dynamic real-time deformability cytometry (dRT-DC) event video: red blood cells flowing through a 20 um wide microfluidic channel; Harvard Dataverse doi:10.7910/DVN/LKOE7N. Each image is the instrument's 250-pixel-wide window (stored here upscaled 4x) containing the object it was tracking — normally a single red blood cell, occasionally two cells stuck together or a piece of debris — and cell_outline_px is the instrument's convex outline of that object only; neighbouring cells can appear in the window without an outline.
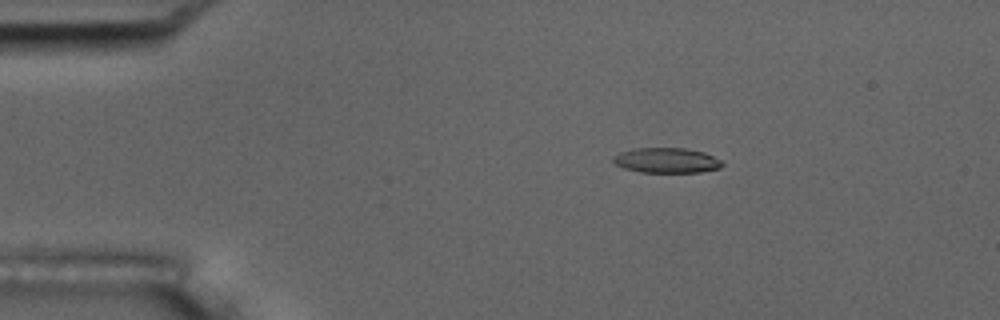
{"species": "common noctule bat (a hibernating species)", "species_latin": "Nyctalus noctula", "temperature_condition": "room temperature", "stored_images_in_passage": 54, "camera_frame_rate_fps": 3000, "um_per_image_px": 0.085, "animal": {"sex": "male", "body_mass_g": 17.5, "forearm_length_mm": 52.3}, "frame": {"image": 1, "passage_image": 9, "time_ms": 2.667, "image_size_px": [1000, 320], "cell_outline_px": [[724, 164], [720, 168], [700, 172], [640, 172], [624, 168], [616, 164], [612, 160], [612, 156], [620, 152], [632, 148], [684, 148], [704, 152], [720, 160]], "centroid_in_image_um": [56.63, 13.63], "position_along_channel_um": 28.4, "area_um2": 15.95}}
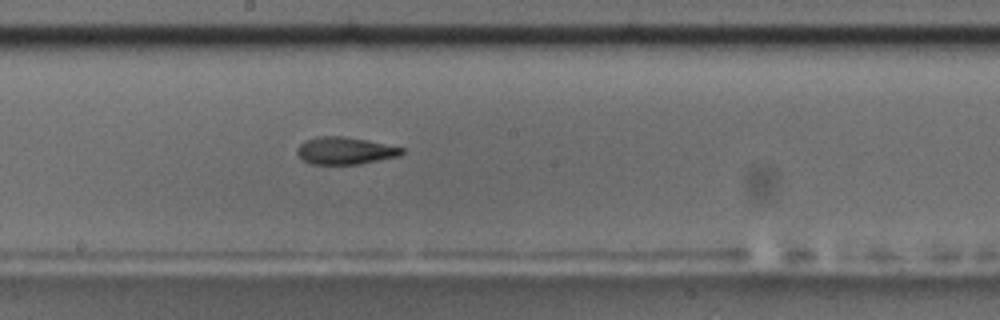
{"frame": {"image": 2, "passage_image": 29, "time_ms": 9.333, "image_size_px": [1000, 320], "cell_outline_px": [[404, 152], [400, 156], [360, 164], [312, 164], [304, 160], [296, 152], [296, 148], [304, 140], [316, 136], [344, 136], [404, 148]], "centroid_in_image_um": [29.31, 12.81], "position_along_channel_um": 218.9, "area_um2": 16.59}}
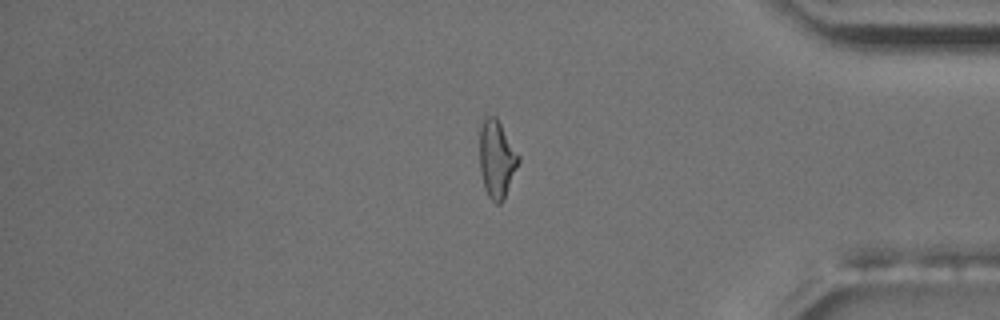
{"frame": {"image": 3, "passage_image": 45, "time_ms": 14.667, "image_size_px": [1000, 320], "cell_outline_px": [[520, 160], [504, 200], [500, 204], [496, 204], [488, 196], [484, 188], [480, 172], [480, 124], [484, 116], [496, 116], [520, 156]], "centroid_in_image_um": [42.22, 13.52], "position_along_channel_um": 393.0, "area_um2": 17.74}, "authors_computed_cell_mechanics": {"area_um2": 16.7042, "velocity_mm_per_s": 3.7285, "shape_relaxation_time_tau1_ms": 10.8038, "shape_relaxation_time_tau2_ms": 2.3437, "deformation_change_tau1": 0.2782, "deformation_change_tau2": 0.1045}}